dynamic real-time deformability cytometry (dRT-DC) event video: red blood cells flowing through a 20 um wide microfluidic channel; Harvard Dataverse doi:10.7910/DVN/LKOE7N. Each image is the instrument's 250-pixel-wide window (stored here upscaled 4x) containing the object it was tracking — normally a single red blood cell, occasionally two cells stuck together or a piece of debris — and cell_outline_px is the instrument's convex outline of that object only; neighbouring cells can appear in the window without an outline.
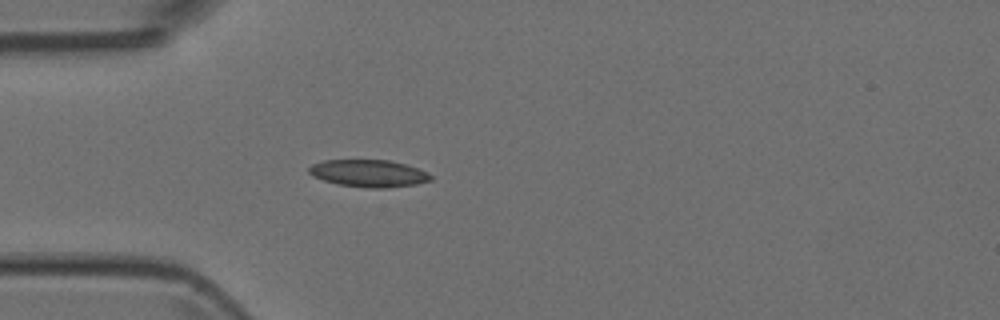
{"species": "Egyptian fruit bat (a non-hibernating species)", "species_latin": "Rousettus aegyptiacus", "temperature_condition": "room temperature", "stored_images_in_passage": 37, "camera_frame_rate_fps": 3000, "um_per_image_px": 0.085, "animal": {"sex": "female"}, "frame": {"image": 1, "passage_image": 1, "time_ms": 0.0, "image_size_px": [1000, 320], "cell_outline_px": [[432, 180], [416, 184], [388, 188], [364, 188], [336, 184], [312, 176], [308, 172], [308, 168], [312, 164], [324, 160], [388, 160], [404, 164], [428, 172], [432, 176]], "centroid_in_image_um": [31.32, 14.74], "position_along_channel_um": 53.7, "area_um2": 19.42}}
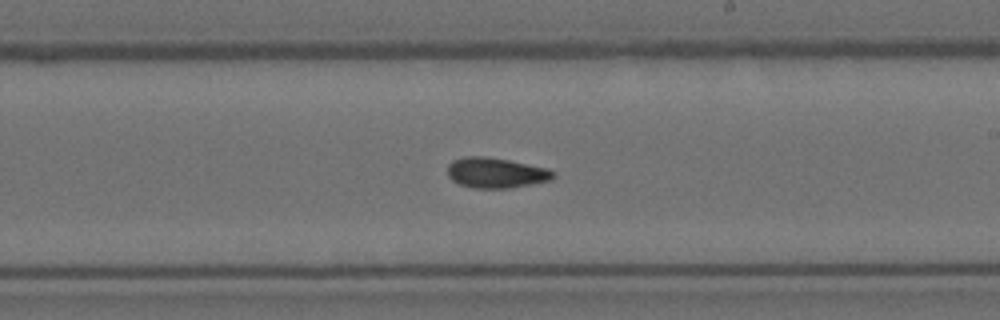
{"frame": {"image": 2, "passage_image": 16, "time_ms": 5.0, "image_size_px": [1000, 320], "cell_outline_px": [[556, 176], [552, 180], [532, 184], [508, 188], [472, 188], [460, 184], [452, 180], [448, 176], [448, 164], [452, 160], [464, 156], [488, 156], [548, 168], [556, 172]], "centroid_in_image_um": [42.17, 14.68], "position_along_channel_um": 246.8, "area_um2": 18.9}}
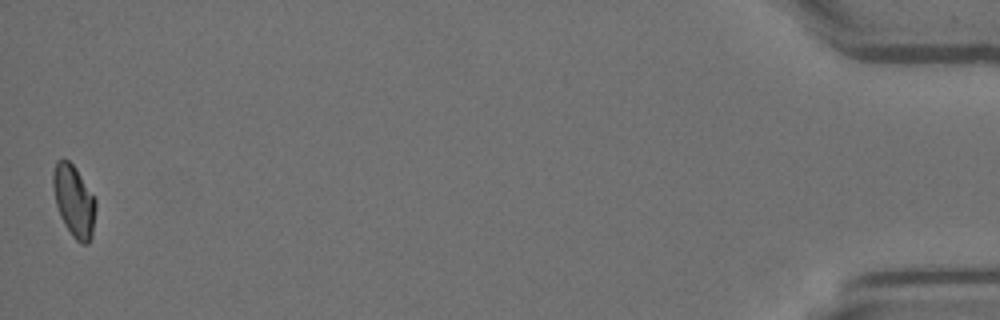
{"frame": {"image": 3, "passage_image": 37, "time_ms": 12.0, "image_size_px": [1000, 320], "cell_outline_px": [[96, 208], [92, 236], [88, 244], [80, 244], [72, 236], [64, 224], [60, 216], [56, 204], [52, 188], [52, 172], [56, 160], [68, 160], [76, 168], [96, 200]], "centroid_in_image_um": [6.27, 17.09], "position_along_channel_um": 428.9, "area_um2": 17.98}}